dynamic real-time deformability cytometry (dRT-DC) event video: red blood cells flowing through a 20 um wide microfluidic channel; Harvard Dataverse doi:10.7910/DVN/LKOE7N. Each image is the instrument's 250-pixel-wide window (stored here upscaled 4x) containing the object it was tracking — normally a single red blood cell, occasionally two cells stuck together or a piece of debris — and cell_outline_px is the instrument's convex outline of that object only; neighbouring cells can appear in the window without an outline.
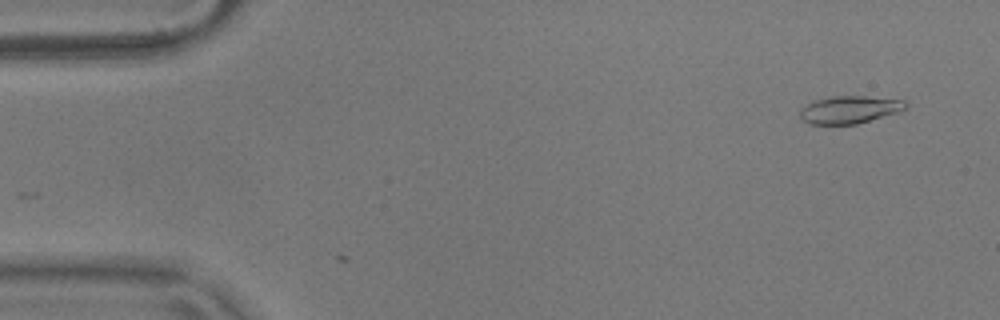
{"species": "common noctule bat (a hibernating species)", "species_latin": "Nyctalus noctula", "temperature_condition": "warm", "stored_images_in_passage": 3, "camera_frame_rate_fps": 3000, "um_per_image_px": 0.085, "animal": {"sex": "male", "body_mass_g": 17.9}, "frame": {"image": 1, "passage_image": 1, "time_ms": 0.0, "image_size_px": [1000, 320], "cell_outline_px": [[908, 104], [904, 108], [896, 112], [856, 124], [808, 124], [800, 120], [800, 108], [816, 100], [832, 96], [864, 96], [904, 100]], "centroid_in_image_um": [72.15, 9.32], "position_along_channel_um": 12.9, "area_um2": 16.76}}